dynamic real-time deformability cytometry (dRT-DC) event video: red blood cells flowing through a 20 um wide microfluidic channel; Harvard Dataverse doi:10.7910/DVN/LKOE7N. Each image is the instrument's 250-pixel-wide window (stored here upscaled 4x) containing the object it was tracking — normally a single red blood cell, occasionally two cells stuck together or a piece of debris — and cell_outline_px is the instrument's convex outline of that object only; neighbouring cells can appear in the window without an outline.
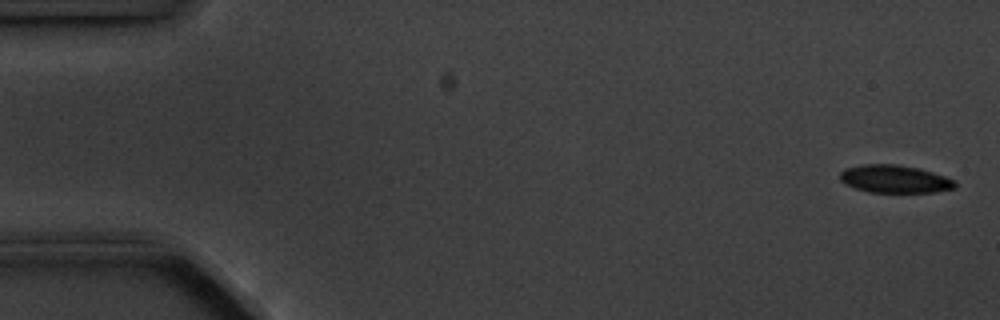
{"species": "common noctule bat (a hibernating species)", "species_latin": "Nyctalus noctula", "temperature_condition": "cold", "stored_images_in_passage": 6, "segment_of_instrument_passage": [1, 2], "camera_frame_rate_fps": 3000, "um_per_image_px": 0.085, "animal": {"sex": "male", "body_mass_g": 20.1, "forearm_length_mm": 53.5}, "frame": {"image": 1, "passage_image": 1, "time_ms": 0.0, "image_size_px": [1000, 320], "cell_outline_px": [[956, 188], [932, 192], [868, 192], [844, 184], [840, 180], [840, 172], [844, 168], [864, 164], [896, 164], [920, 168], [956, 180]], "centroid_in_image_um": [76.04, 15.21], "position_along_channel_um": 9.0, "area_um2": 18.73}}
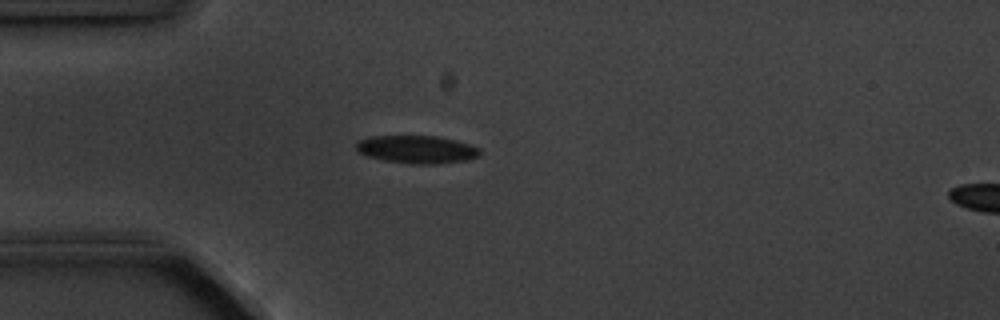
{"frame": {"image": 2, "passage_image": 5, "time_ms": 4.333, "image_size_px": [1000, 320], "cell_outline_px": [[480, 156], [468, 160], [436, 164], [412, 164], [384, 160], [368, 156], [356, 152], [356, 144], [360, 140], [368, 136], [436, 136], [456, 140], [480, 148]], "centroid_in_image_um": [35.43, 12.7], "position_along_channel_um": 49.6, "area_um2": 20.17}}